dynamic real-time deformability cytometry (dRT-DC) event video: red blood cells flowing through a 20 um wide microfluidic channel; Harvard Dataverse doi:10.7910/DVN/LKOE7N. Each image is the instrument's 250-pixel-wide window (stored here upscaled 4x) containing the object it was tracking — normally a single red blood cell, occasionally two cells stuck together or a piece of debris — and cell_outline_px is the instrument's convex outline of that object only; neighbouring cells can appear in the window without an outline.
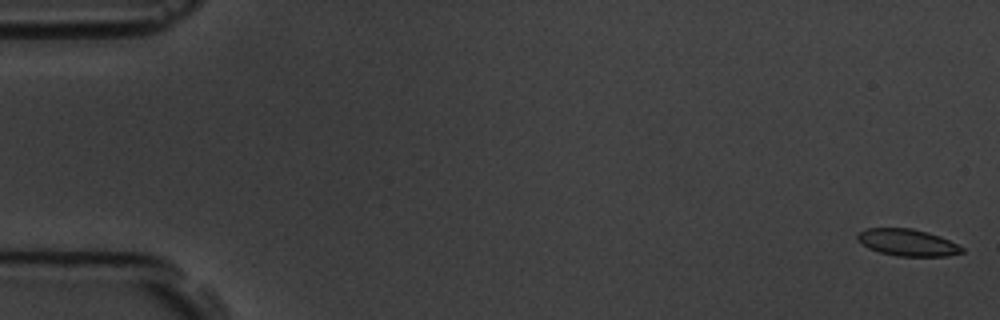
{"species": "common noctule bat (a hibernating species)", "species_latin": "Nyctalus noctula", "temperature_condition": "room temperature", "stored_images_in_passage": 5, "camera_frame_rate_fps": 3000, "um_per_image_px": 0.085, "animal": {"sex": "male", "body_mass_g": 19.5, "forearm_length_mm": 54.6}, "frame": {"image": 1, "passage_image": 1, "time_ms": 0.0, "image_size_px": [1000, 320], "cell_outline_px": [[964, 252], [948, 256], [896, 256], [880, 252], [868, 248], [856, 240], [856, 232], [868, 228], [912, 228], [928, 232], [940, 236], [964, 248]], "centroid_in_image_um": [77.1, 20.61], "position_along_channel_um": 7.9, "area_um2": 16.47}}
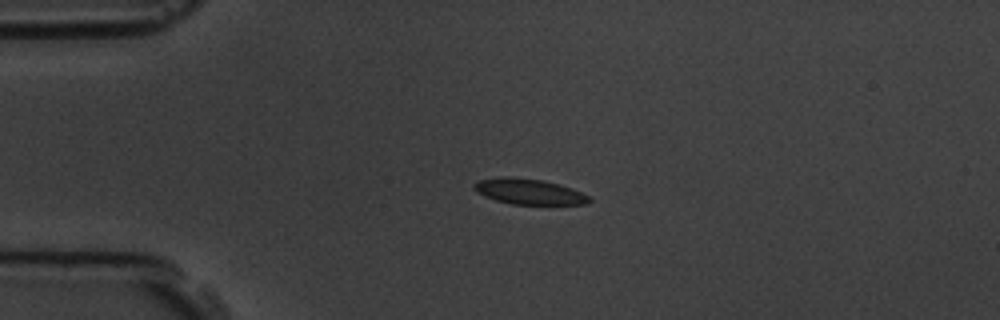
{"frame": {"image": 2, "passage_image": 4, "time_ms": 4.0, "image_size_px": [1000, 320], "cell_outline_px": [[592, 200], [588, 204], [512, 204], [496, 200], [484, 196], [476, 192], [472, 188], [472, 184], [480, 180], [500, 176], [512, 176], [544, 180], [560, 184], [572, 188], [588, 196]], "centroid_in_image_um": [44.93, 16.27], "position_along_channel_um": 40.1, "area_um2": 17.34}}